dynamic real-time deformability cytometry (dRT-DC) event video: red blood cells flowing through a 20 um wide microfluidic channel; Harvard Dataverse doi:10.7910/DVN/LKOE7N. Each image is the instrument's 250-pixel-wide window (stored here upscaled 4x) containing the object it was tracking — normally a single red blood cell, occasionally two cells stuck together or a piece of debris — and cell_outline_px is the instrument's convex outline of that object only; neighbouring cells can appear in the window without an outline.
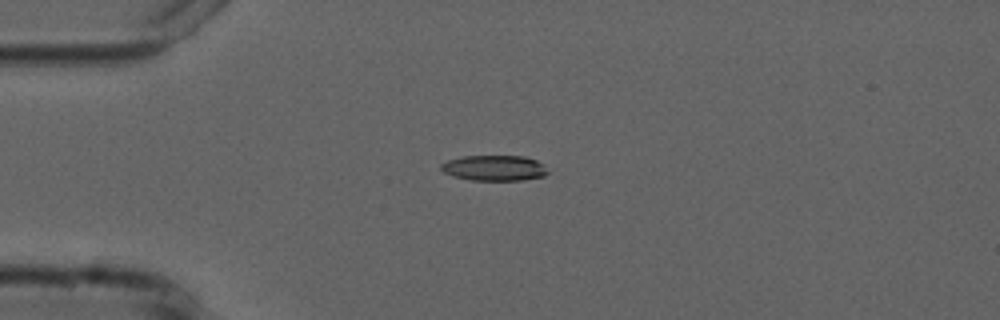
{"species": "common noctule bat (a hibernating species)", "species_latin": "Nyctalus noctula", "temperature_condition": "cold", "stored_images_in_passage": 7, "camera_frame_rate_fps": 3000, "um_per_image_px": 0.085, "animal": {"sex": "male", "forearm_length_mm": 52.5}, "frame": {"image": 1, "passage_image": 4, "time_ms": 4.333, "image_size_px": [1000, 320], "cell_outline_px": [[548, 172], [544, 176], [524, 180], [472, 180], [452, 176], [444, 172], [440, 168], [440, 164], [448, 160], [464, 156], [524, 156], [536, 160], [544, 164]], "centroid_in_image_um": [42.02, 14.28], "position_along_channel_um": 43.0, "area_um2": 15.9}}
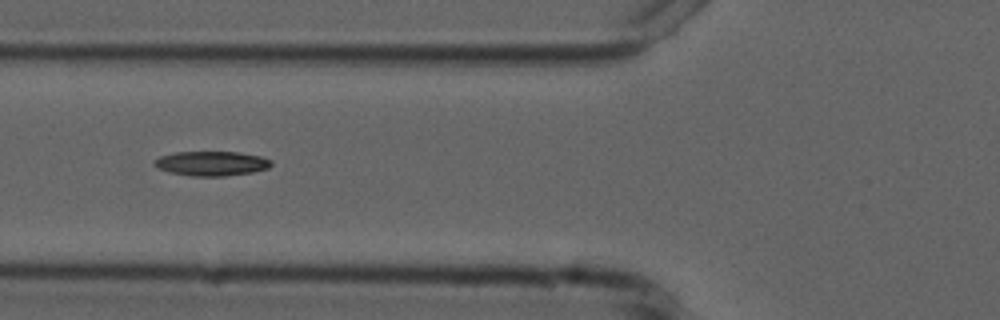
{"frame": {"image": 2, "passage_image": 6, "time_ms": 6.667, "image_size_px": [1000, 320], "cell_outline_px": [[272, 164], [268, 168], [252, 172], [224, 176], [188, 176], [168, 172], [152, 164], [160, 156], [176, 152], [240, 152], [260, 156], [272, 160]], "centroid_in_image_um": [17.99, 13.89], "position_along_channel_um": 107.8, "area_um2": 16.7}}
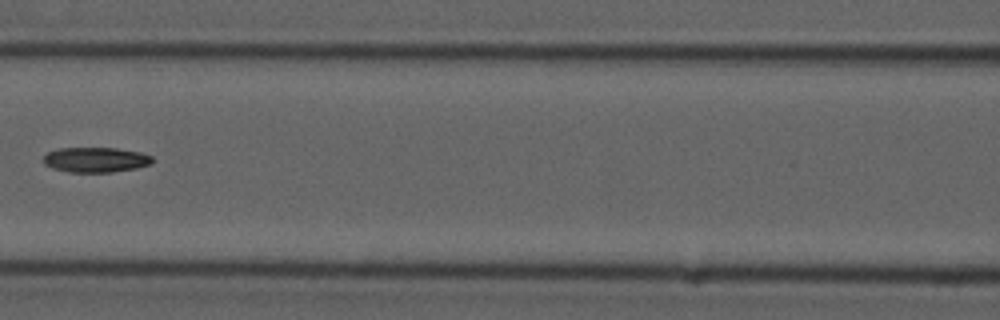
{"frame": {"image": 3, "passage_image": 7, "time_ms": 8.0, "image_size_px": [1000, 320], "cell_outline_px": [[152, 164], [136, 168], [112, 172], [68, 172], [52, 168], [44, 164], [44, 156], [48, 152], [60, 148], [116, 148], [140, 152], [152, 156]], "centroid_in_image_um": [8.14, 13.58], "position_along_channel_um": 158.5, "area_um2": 15.9}}